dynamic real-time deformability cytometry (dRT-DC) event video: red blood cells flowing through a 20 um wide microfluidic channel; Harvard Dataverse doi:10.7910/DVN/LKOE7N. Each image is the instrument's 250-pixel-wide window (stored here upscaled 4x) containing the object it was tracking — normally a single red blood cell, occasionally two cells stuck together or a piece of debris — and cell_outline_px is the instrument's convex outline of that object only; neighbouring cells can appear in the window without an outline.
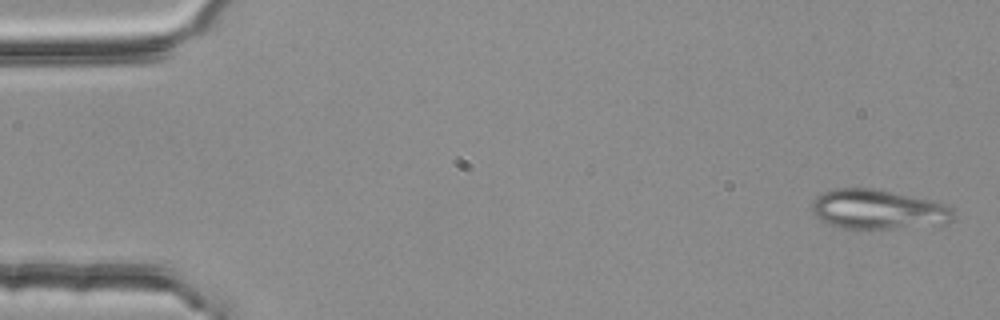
{"species": "common noctule bat (a hibernating species)", "species_latin": "Nyctalus noctula", "temperature_condition": "room temperature", "stored_images_in_passage": 4, "camera_frame_rate_fps": 3000, "um_per_image_px": 0.085, "animal": {"sex": "female", "body_mass_g": 25.1}, "frame": {"image": 1, "passage_image": 1, "time_ms": 0.0, "image_size_px": [1000, 320], "cell_outline_px": [[956, 216], [948, 224], [892, 228], [840, 228], [828, 224], [816, 216], [812, 212], [812, 204], [816, 196], [824, 192], [836, 188], [872, 188], [948, 204], [956, 212]], "centroid_in_image_um": [74.67, 17.8], "position_along_channel_um": 10.3, "area_um2": 32.66}}